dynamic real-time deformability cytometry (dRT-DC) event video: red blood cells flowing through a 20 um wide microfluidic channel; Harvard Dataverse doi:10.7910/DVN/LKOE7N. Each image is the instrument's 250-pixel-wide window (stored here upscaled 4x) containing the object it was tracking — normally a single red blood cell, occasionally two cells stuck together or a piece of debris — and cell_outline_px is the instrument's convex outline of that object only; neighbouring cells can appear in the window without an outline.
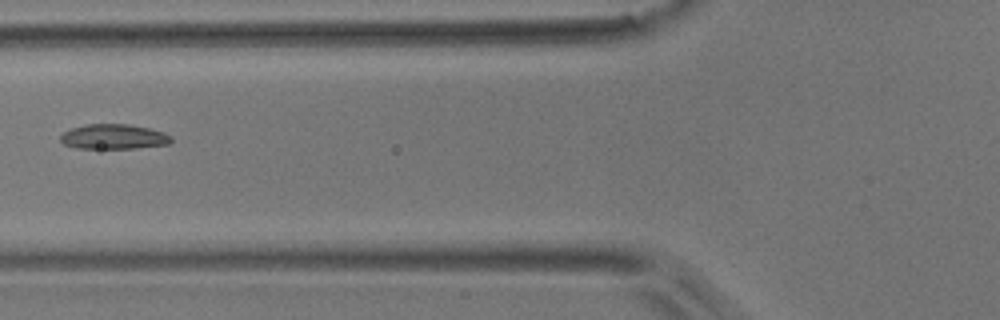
{"species": "common noctule bat (a hibernating species)", "species_latin": "Nyctalus noctula", "temperature_condition": "room temperature", "stored_images_in_passage": 6, "camera_frame_rate_fps": 3000, "um_per_image_px": 0.085, "animal": {"sex": "male", "body_mass_g": 17.9}, "frame": {"image": 1, "passage_image": 6, "time_ms": 6.667, "image_size_px": [1000, 320], "cell_outline_px": [[172, 140], [168, 144], [136, 148], [76, 148], [64, 144], [60, 140], [60, 136], [64, 132], [72, 128], [84, 124], [128, 124], [148, 128], [164, 132], [172, 136]], "centroid_in_image_um": [9.66, 11.61], "position_along_channel_um": 116.1, "area_um2": 16.07}}